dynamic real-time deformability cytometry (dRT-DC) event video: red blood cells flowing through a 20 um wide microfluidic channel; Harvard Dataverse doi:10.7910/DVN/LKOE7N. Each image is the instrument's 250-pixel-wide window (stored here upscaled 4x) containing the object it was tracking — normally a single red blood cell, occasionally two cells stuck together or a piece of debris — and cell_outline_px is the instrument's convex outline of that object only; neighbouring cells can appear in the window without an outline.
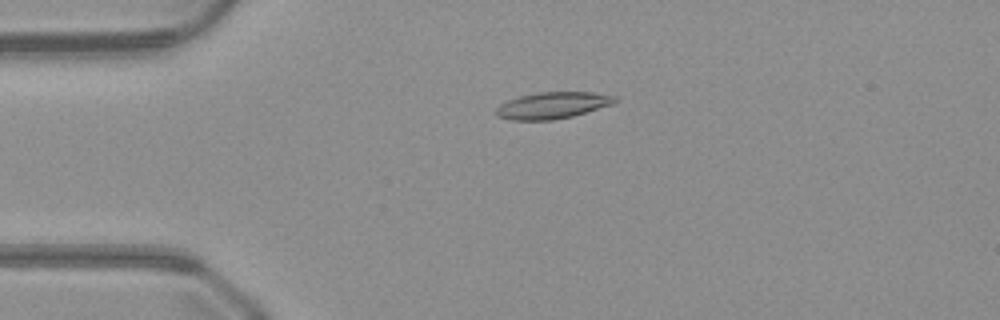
{"species": "common noctule bat (a hibernating species)", "species_latin": "Nyctalus noctula", "temperature_condition": "warm", "stored_images_in_passage": 51, "camera_frame_rate_fps": 3000, "um_per_image_px": 0.085, "animal": {"sex": "male", "body_mass_g": 23.1, "forearm_length_mm": 52.7}, "frame": {"image": 1, "passage_image": 12, "time_ms": 3.667, "image_size_px": [1000, 320], "cell_outline_px": [[616, 100], [612, 104], [572, 116], [552, 120], [512, 120], [496, 116], [496, 108], [500, 104], [508, 100], [520, 96], [536, 92], [592, 92], [616, 96]], "centroid_in_image_um": [46.93, 8.95], "position_along_channel_um": 38.1, "area_um2": 18.26}}
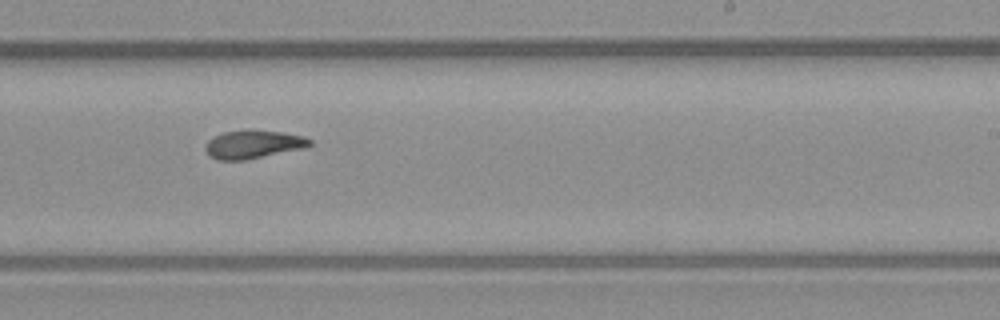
{"frame": {"image": 2, "passage_image": 31, "time_ms": 10.0, "image_size_px": [1000, 320], "cell_outline_px": [[312, 144], [304, 148], [244, 160], [216, 160], [208, 156], [204, 148], [208, 140], [212, 136], [224, 132], [248, 128], [280, 132], [304, 136], [312, 140]], "centroid_in_image_um": [21.48, 12.25], "position_along_channel_um": 267.5, "area_um2": 17.51}}
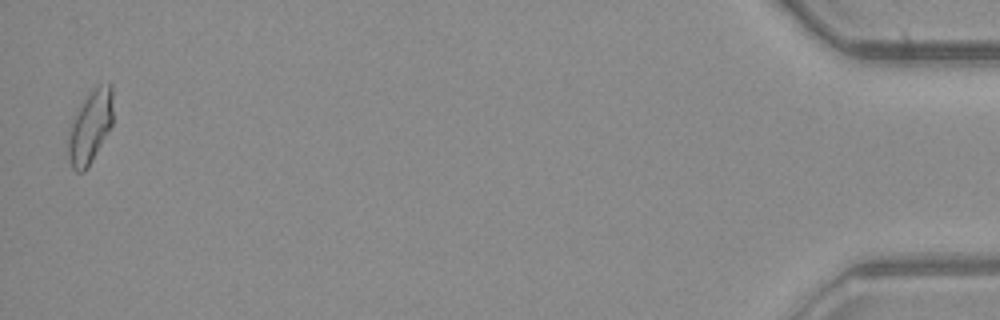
{"frame": {"image": 3, "passage_image": 50, "time_ms": 16.333, "image_size_px": [1000, 320], "cell_outline_px": [[112, 124], [88, 168], [84, 172], [76, 172], [72, 168], [68, 160], [68, 128], [80, 104], [100, 84], [112, 84]], "centroid_in_image_um": [7.64, 10.83], "position_along_channel_um": 427.6, "area_um2": 18.9}}